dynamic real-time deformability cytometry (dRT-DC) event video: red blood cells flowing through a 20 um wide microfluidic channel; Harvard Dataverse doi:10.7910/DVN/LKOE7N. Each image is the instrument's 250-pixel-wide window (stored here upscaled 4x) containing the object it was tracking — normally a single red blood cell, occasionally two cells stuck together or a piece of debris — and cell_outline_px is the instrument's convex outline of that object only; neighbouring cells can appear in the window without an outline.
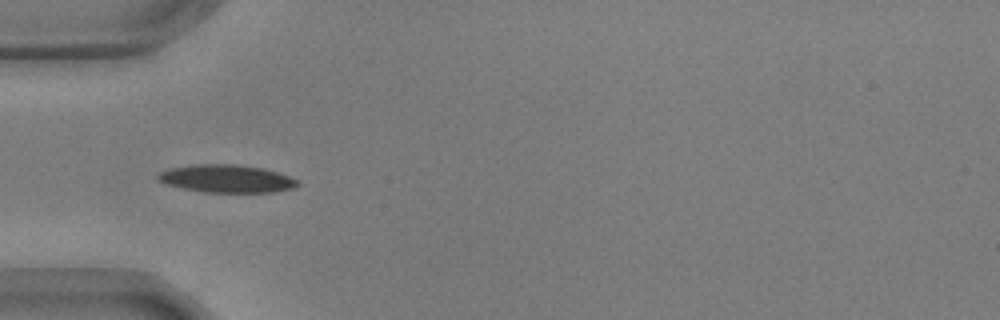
{"species": "common noctule bat (a hibernating species)", "species_latin": "Nyctalus noctula", "temperature_condition": "warm", "stored_images_in_passage": 39, "camera_frame_rate_fps": 3000, "um_per_image_px": 0.085, "animal": {"sex": "male", "body_mass_g": 17.9, "forearm_length_mm": 54.2}, "frame": {"image": 1, "passage_image": 1, "time_ms": 0.0, "image_size_px": [1000, 320], "cell_outline_px": [[300, 184], [292, 188], [272, 192], [204, 192], [164, 184], [156, 180], [156, 176], [160, 172], [172, 168], [196, 164], [236, 164], [264, 168], [300, 180]], "centroid_in_image_um": [19.25, 15.18], "position_along_channel_um": 65.7, "area_um2": 22.6}}
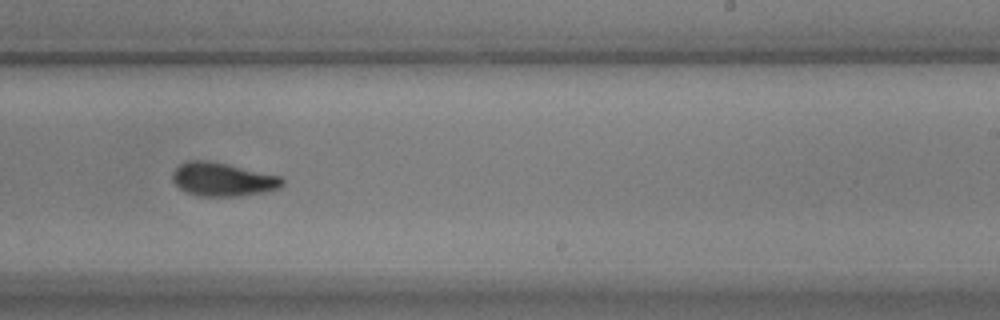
{"frame": {"image": 2, "passage_image": 18, "time_ms": 5.667, "image_size_px": [1000, 320], "cell_outline_px": [[284, 184], [280, 188], [268, 192], [240, 196], [196, 196], [180, 188], [172, 180], [172, 172], [180, 164], [188, 160], [208, 160], [228, 164], [284, 176]], "centroid_in_image_um": [18.99, 15.25], "position_along_channel_um": 270.0, "area_um2": 21.85}}
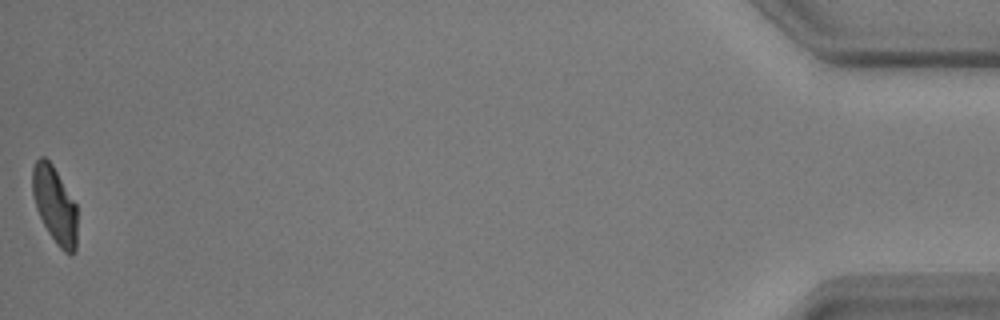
{"frame": {"image": 3, "passage_image": 39, "time_ms": 12.667, "image_size_px": [1000, 320], "cell_outline_px": [[76, 252], [72, 256], [64, 252], [56, 244], [48, 232], [36, 208], [32, 192], [32, 168], [36, 160], [40, 156], [44, 156], [52, 164], [76, 204]], "centroid_in_image_um": [4.65, 17.44], "position_along_channel_um": 430.6, "area_um2": 20.0}, "authors_computed_cell_mechanics": {"area_um2": 21.5016, "velocity_mm_per_s": 3.6149, "shape_relaxation_time_tau1_ms": 2.576, "shape_relaxation_time_tau2_ms": 1.7849, "deformation_change_tau1": 0.1636, "deformation_change_tau2": 0.0783}}